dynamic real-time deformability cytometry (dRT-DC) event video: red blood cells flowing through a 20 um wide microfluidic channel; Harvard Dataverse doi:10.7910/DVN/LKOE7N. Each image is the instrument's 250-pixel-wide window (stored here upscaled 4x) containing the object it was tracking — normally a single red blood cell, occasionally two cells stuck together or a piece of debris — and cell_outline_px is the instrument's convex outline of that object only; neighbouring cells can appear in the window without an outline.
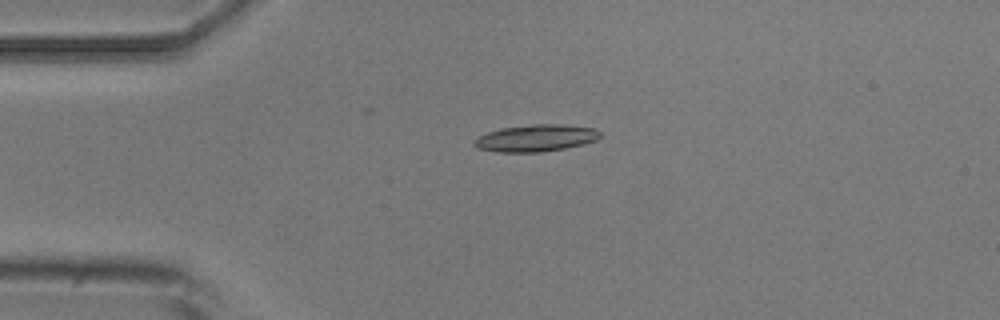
{"species": "common noctule bat (a hibernating species)", "species_latin": "Nyctalus noctula", "temperature_condition": "room temperature", "stored_images_in_passage": 5, "camera_frame_rate_fps": 3000, "um_per_image_px": 0.085, "animal": {"sex": "male", "body_mass_g": 20.5, "forearm_length_mm": 52.5}, "frame": {"image": 1, "passage_image": 3, "time_ms": 2.333, "image_size_px": [1000, 320], "cell_outline_px": [[600, 136], [596, 140], [584, 144], [564, 148], [540, 152], [496, 152], [476, 148], [472, 144], [472, 140], [488, 132], [500, 128], [532, 124], [564, 124], [596, 128], [600, 132]], "centroid_in_image_um": [45.53, 11.73], "position_along_channel_um": 39.5, "area_um2": 19.94}}
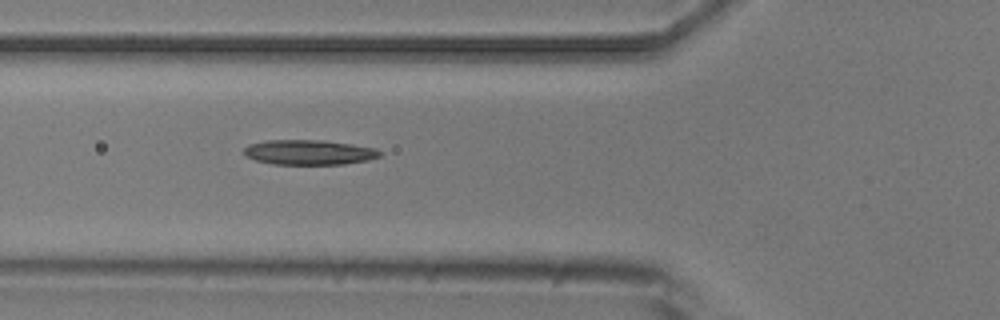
{"frame": {"image": 2, "passage_image": 5, "time_ms": 4.667, "image_size_px": [1000, 320], "cell_outline_px": [[380, 156], [368, 160], [344, 164], [272, 164], [256, 160], [248, 156], [244, 152], [244, 148], [248, 144], [268, 140], [324, 140], [352, 144], [376, 148], [380, 152]], "centroid_in_image_um": [26.28, 12.94], "position_along_channel_um": 99.5, "area_um2": 19.65}}